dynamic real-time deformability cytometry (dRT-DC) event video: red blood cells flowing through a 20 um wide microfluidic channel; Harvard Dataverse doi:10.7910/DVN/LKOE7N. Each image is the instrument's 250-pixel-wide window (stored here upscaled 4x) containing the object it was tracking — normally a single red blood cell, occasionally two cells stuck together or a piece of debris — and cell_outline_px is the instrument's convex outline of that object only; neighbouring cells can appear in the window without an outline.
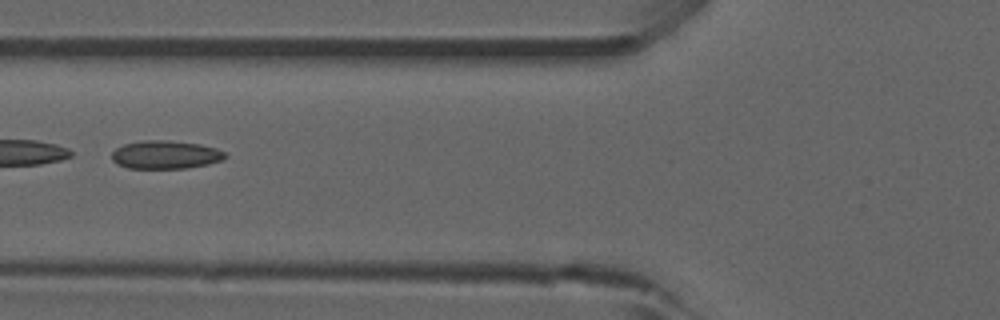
{"species": "common noctule bat (a hibernating species)", "species_latin": "Nyctalus noctula", "temperature_condition": "room temperature", "stored_images_in_passage": 17, "camera_frame_rate_fps": 3000, "um_per_image_px": 0.085, "animal": {"sex": "male", "forearm_length_mm": 52.5}, "frame": {"image": 1, "passage_image": 14, "time_ms": 4.333, "image_size_px": [1000, 320], "cell_outline_px": [[228, 156], [224, 160], [208, 164], [184, 168], [128, 168], [116, 164], [112, 160], [112, 152], [116, 148], [124, 144], [144, 140], [164, 140], [200, 144], [216, 148], [224, 152]], "centroid_in_image_um": [14.07, 13.15], "position_along_channel_um": 111.7, "area_um2": 18.67}}